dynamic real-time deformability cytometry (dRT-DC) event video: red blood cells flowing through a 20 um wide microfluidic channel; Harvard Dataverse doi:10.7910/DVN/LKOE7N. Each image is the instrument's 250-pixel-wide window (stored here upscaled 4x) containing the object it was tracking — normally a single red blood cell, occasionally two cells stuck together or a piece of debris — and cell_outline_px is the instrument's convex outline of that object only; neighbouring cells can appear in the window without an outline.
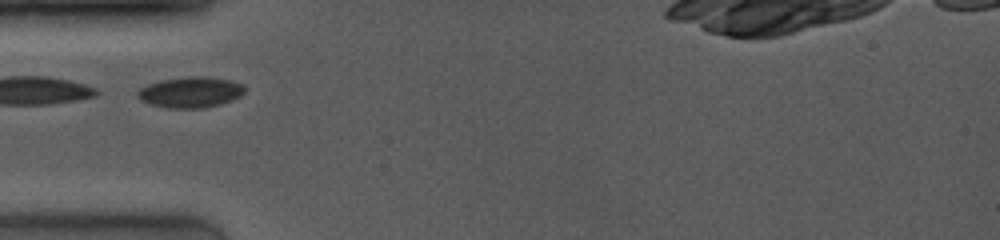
{"species": "common noctule bat (a hibernating species)", "species_latin": "Nyctalus noctula", "temperature_condition": "room temperature", "stored_images_in_passage": 29, "camera_frame_rate_fps": 4000, "um_per_image_px": 0.085, "animal": {"sex": "female", "body_mass_g": 19.0, "forearm_length_mm": 53.3}, "frame": {"image": 1, "passage_image": 1, "time_ms": 0.0, "image_size_px": [1000, 240], "cell_outline_px": [[244, 92], [240, 96], [232, 100], [220, 104], [204, 108], [164, 108], [140, 100], [136, 96], [136, 92], [140, 88], [148, 84], [160, 80], [188, 76], [200, 76], [232, 80], [244, 84]], "centroid_in_image_um": [16.18, 7.84], "position_along_channel_um": 68.8, "area_um2": 19.36}}
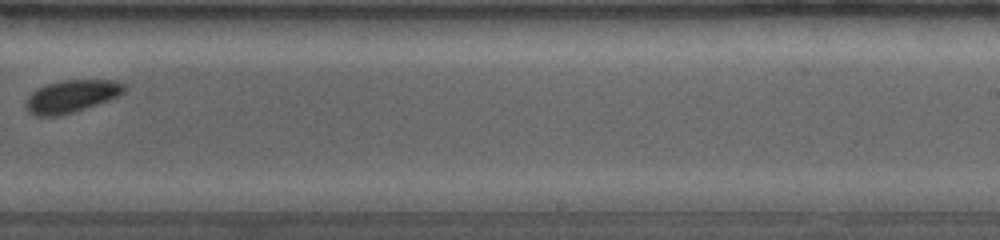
{"frame": {"image": 2, "passage_image": 17, "time_ms": 5.25, "image_size_px": [1000, 240], "cell_outline_px": [[128, 88], [124, 92], [108, 100], [72, 112], [56, 116], [36, 116], [28, 112], [24, 104], [28, 96], [32, 92], [48, 84], [60, 80], [116, 80], [124, 84]], "centroid_in_image_um": [6.06, 8.17], "position_along_channel_um": 282.9, "area_um2": 18.44}}